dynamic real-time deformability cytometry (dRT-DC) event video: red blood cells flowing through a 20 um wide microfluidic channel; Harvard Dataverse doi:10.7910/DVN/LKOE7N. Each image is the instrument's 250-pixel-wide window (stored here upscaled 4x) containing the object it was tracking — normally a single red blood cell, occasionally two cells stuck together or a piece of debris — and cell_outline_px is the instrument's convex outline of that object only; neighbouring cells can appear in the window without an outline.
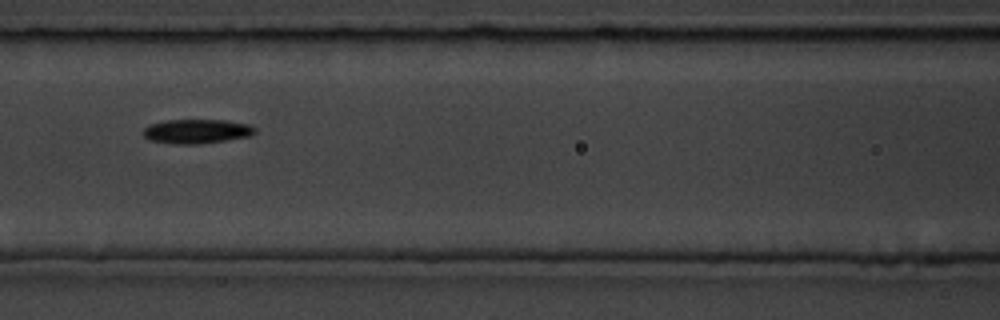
{"species": "common noctule bat (a hibernating species)", "species_latin": "Nyctalus noctula", "temperature_condition": "room temperature", "stored_images_in_passage": 5, "camera_frame_rate_fps": 3000, "um_per_image_px": 0.085, "animal": {"sex": "male", "body_mass_g": 19.5, "forearm_length_mm": 54.6}, "frame": {"image": 1, "passage_image": 3, "time_ms": 2.333, "image_size_px": [1000, 320], "cell_outline_px": [[256, 132], [252, 136], [200, 144], [176, 144], [148, 140], [144, 136], [144, 128], [148, 124], [164, 120], [224, 120], [252, 124], [256, 128]], "centroid_in_image_um": [16.75, 11.16], "position_along_channel_um": 149.9, "area_um2": 16.07}}